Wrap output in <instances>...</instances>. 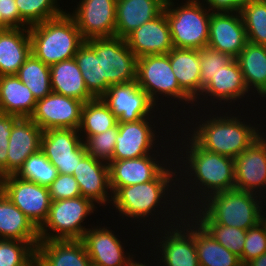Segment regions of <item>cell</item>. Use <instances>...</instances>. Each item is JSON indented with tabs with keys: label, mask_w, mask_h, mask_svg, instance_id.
Wrapping results in <instances>:
<instances>
[{
	"label": "cell",
	"mask_w": 266,
	"mask_h": 266,
	"mask_svg": "<svg viewBox=\"0 0 266 266\" xmlns=\"http://www.w3.org/2000/svg\"><path fill=\"white\" fill-rule=\"evenodd\" d=\"M29 34L31 53L48 66L74 58L85 42L69 12L30 26Z\"/></svg>",
	"instance_id": "6da1fadb"
},
{
	"label": "cell",
	"mask_w": 266,
	"mask_h": 266,
	"mask_svg": "<svg viewBox=\"0 0 266 266\" xmlns=\"http://www.w3.org/2000/svg\"><path fill=\"white\" fill-rule=\"evenodd\" d=\"M194 128L191 138L203 149L235 159L256 141L258 127L243 123L239 117L216 116Z\"/></svg>",
	"instance_id": "7a4b0ae2"
},
{
	"label": "cell",
	"mask_w": 266,
	"mask_h": 266,
	"mask_svg": "<svg viewBox=\"0 0 266 266\" xmlns=\"http://www.w3.org/2000/svg\"><path fill=\"white\" fill-rule=\"evenodd\" d=\"M259 196L237 189L218 192L204 200L199 195L197 199H201L202 209L195 211L203 212L216 224L248 230L261 222V213H264L262 201L257 200Z\"/></svg>",
	"instance_id": "3957f363"
},
{
	"label": "cell",
	"mask_w": 266,
	"mask_h": 266,
	"mask_svg": "<svg viewBox=\"0 0 266 266\" xmlns=\"http://www.w3.org/2000/svg\"><path fill=\"white\" fill-rule=\"evenodd\" d=\"M189 140V145H191L187 146L186 153L188 157L184 160L186 162L185 168L189 167L183 173L190 170L187 172L188 177L194 176L193 181L196 179L195 183L192 184H195L194 186L198 185L200 189L203 187V190L198 189L202 193L197 192V194H200L204 200L207 195L211 196L218 192L235 189L234 159L209 152L201 148L192 138H189ZM189 172L191 175H189Z\"/></svg>",
	"instance_id": "277c9868"
},
{
	"label": "cell",
	"mask_w": 266,
	"mask_h": 266,
	"mask_svg": "<svg viewBox=\"0 0 266 266\" xmlns=\"http://www.w3.org/2000/svg\"><path fill=\"white\" fill-rule=\"evenodd\" d=\"M187 1L176 8H173V2L166 3L164 12L173 47L199 50L208 45L210 16L213 11L210 8L206 10L200 0Z\"/></svg>",
	"instance_id": "5b68a950"
},
{
	"label": "cell",
	"mask_w": 266,
	"mask_h": 266,
	"mask_svg": "<svg viewBox=\"0 0 266 266\" xmlns=\"http://www.w3.org/2000/svg\"><path fill=\"white\" fill-rule=\"evenodd\" d=\"M175 174L176 172L172 168L170 170L166 167L150 182L120 187L113 194L112 204L122 216L125 215L136 220L144 218L145 220L149 215H153V211L156 212L155 208H158V205L160 206V202L166 204V201L162 202L161 200H163V197L166 199V191H170L168 187L175 184V179L180 180V178H176L177 175L175 176ZM172 181L173 184H171Z\"/></svg>",
	"instance_id": "8992f818"
},
{
	"label": "cell",
	"mask_w": 266,
	"mask_h": 266,
	"mask_svg": "<svg viewBox=\"0 0 266 266\" xmlns=\"http://www.w3.org/2000/svg\"><path fill=\"white\" fill-rule=\"evenodd\" d=\"M94 210L95 204L83 196L51 201L47 219L38 229L39 239H82L88 229L81 223Z\"/></svg>",
	"instance_id": "52a82bcc"
},
{
	"label": "cell",
	"mask_w": 266,
	"mask_h": 266,
	"mask_svg": "<svg viewBox=\"0 0 266 266\" xmlns=\"http://www.w3.org/2000/svg\"><path fill=\"white\" fill-rule=\"evenodd\" d=\"M86 42L100 56L101 79L109 86L136 80L137 57L124 38H92Z\"/></svg>",
	"instance_id": "ba28073f"
},
{
	"label": "cell",
	"mask_w": 266,
	"mask_h": 266,
	"mask_svg": "<svg viewBox=\"0 0 266 266\" xmlns=\"http://www.w3.org/2000/svg\"><path fill=\"white\" fill-rule=\"evenodd\" d=\"M136 81L156 105L158 94L194 102L179 86L168 54L145 55L137 58ZM157 98V99H156Z\"/></svg>",
	"instance_id": "9c48e42d"
},
{
	"label": "cell",
	"mask_w": 266,
	"mask_h": 266,
	"mask_svg": "<svg viewBox=\"0 0 266 266\" xmlns=\"http://www.w3.org/2000/svg\"><path fill=\"white\" fill-rule=\"evenodd\" d=\"M0 190L39 229L47 219L51 199L49 188L15 174L0 179Z\"/></svg>",
	"instance_id": "30bf717a"
},
{
	"label": "cell",
	"mask_w": 266,
	"mask_h": 266,
	"mask_svg": "<svg viewBox=\"0 0 266 266\" xmlns=\"http://www.w3.org/2000/svg\"><path fill=\"white\" fill-rule=\"evenodd\" d=\"M76 129L43 131L40 150L59 174L72 175L78 163L87 155L83 135Z\"/></svg>",
	"instance_id": "8fae6325"
},
{
	"label": "cell",
	"mask_w": 266,
	"mask_h": 266,
	"mask_svg": "<svg viewBox=\"0 0 266 266\" xmlns=\"http://www.w3.org/2000/svg\"><path fill=\"white\" fill-rule=\"evenodd\" d=\"M84 102L69 96L51 92L37 100L29 117L42 131L50 129H76L81 124Z\"/></svg>",
	"instance_id": "7c38bea8"
},
{
	"label": "cell",
	"mask_w": 266,
	"mask_h": 266,
	"mask_svg": "<svg viewBox=\"0 0 266 266\" xmlns=\"http://www.w3.org/2000/svg\"><path fill=\"white\" fill-rule=\"evenodd\" d=\"M101 99L107 104L118 122H136L148 118L156 106L136 80L111 85Z\"/></svg>",
	"instance_id": "4fadbf2b"
},
{
	"label": "cell",
	"mask_w": 266,
	"mask_h": 266,
	"mask_svg": "<svg viewBox=\"0 0 266 266\" xmlns=\"http://www.w3.org/2000/svg\"><path fill=\"white\" fill-rule=\"evenodd\" d=\"M117 0H81L70 16L75 20L82 38L114 37Z\"/></svg>",
	"instance_id": "5bb4252c"
},
{
	"label": "cell",
	"mask_w": 266,
	"mask_h": 266,
	"mask_svg": "<svg viewBox=\"0 0 266 266\" xmlns=\"http://www.w3.org/2000/svg\"><path fill=\"white\" fill-rule=\"evenodd\" d=\"M247 42L246 29L239 11L211 13L207 47L226 53L235 59Z\"/></svg>",
	"instance_id": "9a60e30c"
},
{
	"label": "cell",
	"mask_w": 266,
	"mask_h": 266,
	"mask_svg": "<svg viewBox=\"0 0 266 266\" xmlns=\"http://www.w3.org/2000/svg\"><path fill=\"white\" fill-rule=\"evenodd\" d=\"M263 137L261 135L234 159L235 189L261 194L266 188V137Z\"/></svg>",
	"instance_id": "2e32d148"
},
{
	"label": "cell",
	"mask_w": 266,
	"mask_h": 266,
	"mask_svg": "<svg viewBox=\"0 0 266 266\" xmlns=\"http://www.w3.org/2000/svg\"><path fill=\"white\" fill-rule=\"evenodd\" d=\"M125 40L137 58L145 55L168 54L174 48L164 11L135 29Z\"/></svg>",
	"instance_id": "e0dca14e"
},
{
	"label": "cell",
	"mask_w": 266,
	"mask_h": 266,
	"mask_svg": "<svg viewBox=\"0 0 266 266\" xmlns=\"http://www.w3.org/2000/svg\"><path fill=\"white\" fill-rule=\"evenodd\" d=\"M154 154L138 158L113 160L109 165L111 200L120 187L154 180L167 166L159 164Z\"/></svg>",
	"instance_id": "ac0fdd59"
},
{
	"label": "cell",
	"mask_w": 266,
	"mask_h": 266,
	"mask_svg": "<svg viewBox=\"0 0 266 266\" xmlns=\"http://www.w3.org/2000/svg\"><path fill=\"white\" fill-rule=\"evenodd\" d=\"M192 221V226H190L189 221L187 228L185 223L182 226L180 224L175 226L173 224H170L168 228L173 227V229H169V231L165 228V236H162L164 239H162L159 243L160 252L162 253L160 262L163 263L165 266H200L197 256V250L195 246V224L194 220ZM194 225V226H193ZM175 226V227H174ZM178 227V228H177ZM183 231H182V229ZM189 227V228H188ZM175 228V229H174ZM181 230H180V229ZM193 228V229H192ZM167 231V233H166ZM186 231V232H185Z\"/></svg>",
	"instance_id": "d6986e66"
},
{
	"label": "cell",
	"mask_w": 266,
	"mask_h": 266,
	"mask_svg": "<svg viewBox=\"0 0 266 266\" xmlns=\"http://www.w3.org/2000/svg\"><path fill=\"white\" fill-rule=\"evenodd\" d=\"M148 118L136 122H118V134L113 152V160L143 157L151 154L155 139V125ZM150 152V153H149Z\"/></svg>",
	"instance_id": "ffe728a7"
},
{
	"label": "cell",
	"mask_w": 266,
	"mask_h": 266,
	"mask_svg": "<svg viewBox=\"0 0 266 266\" xmlns=\"http://www.w3.org/2000/svg\"><path fill=\"white\" fill-rule=\"evenodd\" d=\"M42 133L29 117L15 122L9 137L7 175L16 174L25 160L40 150Z\"/></svg>",
	"instance_id": "44dd1931"
},
{
	"label": "cell",
	"mask_w": 266,
	"mask_h": 266,
	"mask_svg": "<svg viewBox=\"0 0 266 266\" xmlns=\"http://www.w3.org/2000/svg\"><path fill=\"white\" fill-rule=\"evenodd\" d=\"M112 232L98 226L88 229L82 238L88 256L92 263L100 266H128L134 258L126 257L120 239Z\"/></svg>",
	"instance_id": "7402d4cb"
},
{
	"label": "cell",
	"mask_w": 266,
	"mask_h": 266,
	"mask_svg": "<svg viewBox=\"0 0 266 266\" xmlns=\"http://www.w3.org/2000/svg\"><path fill=\"white\" fill-rule=\"evenodd\" d=\"M79 184L81 196L91 200L93 203H110L107 196L110 187L109 165L86 155L75 168L73 174Z\"/></svg>",
	"instance_id": "603a6c76"
},
{
	"label": "cell",
	"mask_w": 266,
	"mask_h": 266,
	"mask_svg": "<svg viewBox=\"0 0 266 266\" xmlns=\"http://www.w3.org/2000/svg\"><path fill=\"white\" fill-rule=\"evenodd\" d=\"M36 257L41 266H89L91 263L82 239L40 240Z\"/></svg>",
	"instance_id": "cb8c5ba5"
},
{
	"label": "cell",
	"mask_w": 266,
	"mask_h": 266,
	"mask_svg": "<svg viewBox=\"0 0 266 266\" xmlns=\"http://www.w3.org/2000/svg\"><path fill=\"white\" fill-rule=\"evenodd\" d=\"M165 4L162 0H117L115 36L125 39L142 24L160 15Z\"/></svg>",
	"instance_id": "d4e9b609"
},
{
	"label": "cell",
	"mask_w": 266,
	"mask_h": 266,
	"mask_svg": "<svg viewBox=\"0 0 266 266\" xmlns=\"http://www.w3.org/2000/svg\"><path fill=\"white\" fill-rule=\"evenodd\" d=\"M0 239L28 242L35 250L40 242L38 229L1 190Z\"/></svg>",
	"instance_id": "484cf974"
},
{
	"label": "cell",
	"mask_w": 266,
	"mask_h": 266,
	"mask_svg": "<svg viewBox=\"0 0 266 266\" xmlns=\"http://www.w3.org/2000/svg\"><path fill=\"white\" fill-rule=\"evenodd\" d=\"M31 54L29 28L0 31V76L16 75Z\"/></svg>",
	"instance_id": "4316f807"
},
{
	"label": "cell",
	"mask_w": 266,
	"mask_h": 266,
	"mask_svg": "<svg viewBox=\"0 0 266 266\" xmlns=\"http://www.w3.org/2000/svg\"><path fill=\"white\" fill-rule=\"evenodd\" d=\"M168 56L180 88L197 102V97L201 99L199 50L173 48Z\"/></svg>",
	"instance_id": "83f0119b"
},
{
	"label": "cell",
	"mask_w": 266,
	"mask_h": 266,
	"mask_svg": "<svg viewBox=\"0 0 266 266\" xmlns=\"http://www.w3.org/2000/svg\"><path fill=\"white\" fill-rule=\"evenodd\" d=\"M52 92L76 98L82 102L94 99L85 86L82 72L74 58L50 66Z\"/></svg>",
	"instance_id": "f1b7e54d"
},
{
	"label": "cell",
	"mask_w": 266,
	"mask_h": 266,
	"mask_svg": "<svg viewBox=\"0 0 266 266\" xmlns=\"http://www.w3.org/2000/svg\"><path fill=\"white\" fill-rule=\"evenodd\" d=\"M37 100L30 89L16 75L0 76V112L30 117Z\"/></svg>",
	"instance_id": "f546056e"
},
{
	"label": "cell",
	"mask_w": 266,
	"mask_h": 266,
	"mask_svg": "<svg viewBox=\"0 0 266 266\" xmlns=\"http://www.w3.org/2000/svg\"><path fill=\"white\" fill-rule=\"evenodd\" d=\"M245 85L243 74L240 70L236 59H233L228 65L221 67L220 70L212 76L211 80L202 88L201 95L212 97L220 102L230 100L233 102L237 99L245 97L248 93ZM205 93V95H204Z\"/></svg>",
	"instance_id": "4dcf8cb0"
},
{
	"label": "cell",
	"mask_w": 266,
	"mask_h": 266,
	"mask_svg": "<svg viewBox=\"0 0 266 266\" xmlns=\"http://www.w3.org/2000/svg\"><path fill=\"white\" fill-rule=\"evenodd\" d=\"M235 59L248 90L254 87L255 92L266 97V46L247 42Z\"/></svg>",
	"instance_id": "1f68e13d"
},
{
	"label": "cell",
	"mask_w": 266,
	"mask_h": 266,
	"mask_svg": "<svg viewBox=\"0 0 266 266\" xmlns=\"http://www.w3.org/2000/svg\"><path fill=\"white\" fill-rule=\"evenodd\" d=\"M194 222L195 246L200 266H242L238 256L223 247L196 220Z\"/></svg>",
	"instance_id": "d6a6232c"
},
{
	"label": "cell",
	"mask_w": 266,
	"mask_h": 266,
	"mask_svg": "<svg viewBox=\"0 0 266 266\" xmlns=\"http://www.w3.org/2000/svg\"><path fill=\"white\" fill-rule=\"evenodd\" d=\"M85 82V86L94 98H101L109 89L105 79H101L100 56L85 41L74 56Z\"/></svg>",
	"instance_id": "836d02e7"
},
{
	"label": "cell",
	"mask_w": 266,
	"mask_h": 266,
	"mask_svg": "<svg viewBox=\"0 0 266 266\" xmlns=\"http://www.w3.org/2000/svg\"><path fill=\"white\" fill-rule=\"evenodd\" d=\"M118 119L101 98H94L85 102L82 108L79 132L88 136L97 135L115 127Z\"/></svg>",
	"instance_id": "e575fe53"
},
{
	"label": "cell",
	"mask_w": 266,
	"mask_h": 266,
	"mask_svg": "<svg viewBox=\"0 0 266 266\" xmlns=\"http://www.w3.org/2000/svg\"><path fill=\"white\" fill-rule=\"evenodd\" d=\"M16 76L40 100L52 92L50 66L37 59L32 53L19 68Z\"/></svg>",
	"instance_id": "d590c367"
},
{
	"label": "cell",
	"mask_w": 266,
	"mask_h": 266,
	"mask_svg": "<svg viewBox=\"0 0 266 266\" xmlns=\"http://www.w3.org/2000/svg\"><path fill=\"white\" fill-rule=\"evenodd\" d=\"M239 12L246 29L248 42L266 46V2L245 1Z\"/></svg>",
	"instance_id": "8d00e7d4"
},
{
	"label": "cell",
	"mask_w": 266,
	"mask_h": 266,
	"mask_svg": "<svg viewBox=\"0 0 266 266\" xmlns=\"http://www.w3.org/2000/svg\"><path fill=\"white\" fill-rule=\"evenodd\" d=\"M195 215H197V219L194 220H196V222H198L216 241L241 258L247 230L216 224L203 212H196Z\"/></svg>",
	"instance_id": "74e56055"
},
{
	"label": "cell",
	"mask_w": 266,
	"mask_h": 266,
	"mask_svg": "<svg viewBox=\"0 0 266 266\" xmlns=\"http://www.w3.org/2000/svg\"><path fill=\"white\" fill-rule=\"evenodd\" d=\"M15 2L20 15V28H29L59 17L65 12L56 4L57 0H15Z\"/></svg>",
	"instance_id": "f35d334b"
},
{
	"label": "cell",
	"mask_w": 266,
	"mask_h": 266,
	"mask_svg": "<svg viewBox=\"0 0 266 266\" xmlns=\"http://www.w3.org/2000/svg\"><path fill=\"white\" fill-rule=\"evenodd\" d=\"M15 175L48 187L56 179L58 172L43 152L39 150L25 160Z\"/></svg>",
	"instance_id": "ab89813d"
},
{
	"label": "cell",
	"mask_w": 266,
	"mask_h": 266,
	"mask_svg": "<svg viewBox=\"0 0 266 266\" xmlns=\"http://www.w3.org/2000/svg\"><path fill=\"white\" fill-rule=\"evenodd\" d=\"M118 134V124L97 135L88 136L83 143L88 155L109 164L113 161V152Z\"/></svg>",
	"instance_id": "60d3db41"
},
{
	"label": "cell",
	"mask_w": 266,
	"mask_h": 266,
	"mask_svg": "<svg viewBox=\"0 0 266 266\" xmlns=\"http://www.w3.org/2000/svg\"><path fill=\"white\" fill-rule=\"evenodd\" d=\"M35 256L28 242L0 239V266H26Z\"/></svg>",
	"instance_id": "b9f144b4"
},
{
	"label": "cell",
	"mask_w": 266,
	"mask_h": 266,
	"mask_svg": "<svg viewBox=\"0 0 266 266\" xmlns=\"http://www.w3.org/2000/svg\"><path fill=\"white\" fill-rule=\"evenodd\" d=\"M200 80L202 88L211 80L221 67L228 65L234 58L226 53L213 50L209 47L199 49Z\"/></svg>",
	"instance_id": "7bdbcfd3"
},
{
	"label": "cell",
	"mask_w": 266,
	"mask_h": 266,
	"mask_svg": "<svg viewBox=\"0 0 266 266\" xmlns=\"http://www.w3.org/2000/svg\"><path fill=\"white\" fill-rule=\"evenodd\" d=\"M266 252V227L259 222L254 227L247 230L244 249L240 262L245 266L250 261L256 259Z\"/></svg>",
	"instance_id": "ee69618b"
},
{
	"label": "cell",
	"mask_w": 266,
	"mask_h": 266,
	"mask_svg": "<svg viewBox=\"0 0 266 266\" xmlns=\"http://www.w3.org/2000/svg\"><path fill=\"white\" fill-rule=\"evenodd\" d=\"M51 201L76 198L81 196L78 182L73 175L59 174L48 186Z\"/></svg>",
	"instance_id": "f6af8a7d"
},
{
	"label": "cell",
	"mask_w": 266,
	"mask_h": 266,
	"mask_svg": "<svg viewBox=\"0 0 266 266\" xmlns=\"http://www.w3.org/2000/svg\"><path fill=\"white\" fill-rule=\"evenodd\" d=\"M20 117L0 112V179L7 176L9 137L15 122Z\"/></svg>",
	"instance_id": "bcb514c9"
},
{
	"label": "cell",
	"mask_w": 266,
	"mask_h": 266,
	"mask_svg": "<svg viewBox=\"0 0 266 266\" xmlns=\"http://www.w3.org/2000/svg\"><path fill=\"white\" fill-rule=\"evenodd\" d=\"M0 13L10 28H20V15L15 0H0Z\"/></svg>",
	"instance_id": "7dc6e473"
},
{
	"label": "cell",
	"mask_w": 266,
	"mask_h": 266,
	"mask_svg": "<svg viewBox=\"0 0 266 266\" xmlns=\"http://www.w3.org/2000/svg\"><path fill=\"white\" fill-rule=\"evenodd\" d=\"M210 6L211 11H239L243 0H204Z\"/></svg>",
	"instance_id": "c3c4849f"
},
{
	"label": "cell",
	"mask_w": 266,
	"mask_h": 266,
	"mask_svg": "<svg viewBox=\"0 0 266 266\" xmlns=\"http://www.w3.org/2000/svg\"><path fill=\"white\" fill-rule=\"evenodd\" d=\"M245 266H266V252L250 261Z\"/></svg>",
	"instance_id": "681fc988"
},
{
	"label": "cell",
	"mask_w": 266,
	"mask_h": 266,
	"mask_svg": "<svg viewBox=\"0 0 266 266\" xmlns=\"http://www.w3.org/2000/svg\"><path fill=\"white\" fill-rule=\"evenodd\" d=\"M10 27L3 21L2 15L0 13V31L9 29Z\"/></svg>",
	"instance_id": "f907efd6"
},
{
	"label": "cell",
	"mask_w": 266,
	"mask_h": 266,
	"mask_svg": "<svg viewBox=\"0 0 266 266\" xmlns=\"http://www.w3.org/2000/svg\"><path fill=\"white\" fill-rule=\"evenodd\" d=\"M26 266H41L38 258L35 256Z\"/></svg>",
	"instance_id": "816d5d0a"
},
{
	"label": "cell",
	"mask_w": 266,
	"mask_h": 266,
	"mask_svg": "<svg viewBox=\"0 0 266 266\" xmlns=\"http://www.w3.org/2000/svg\"><path fill=\"white\" fill-rule=\"evenodd\" d=\"M128 266H147V265H145V263L143 264L141 262H136V260L135 261L132 260Z\"/></svg>",
	"instance_id": "f5cc1de1"
},
{
	"label": "cell",
	"mask_w": 266,
	"mask_h": 266,
	"mask_svg": "<svg viewBox=\"0 0 266 266\" xmlns=\"http://www.w3.org/2000/svg\"><path fill=\"white\" fill-rule=\"evenodd\" d=\"M266 213H264V214H261V222L265 225V227H266V217H264V215H265Z\"/></svg>",
	"instance_id": "db71d44e"
},
{
	"label": "cell",
	"mask_w": 266,
	"mask_h": 266,
	"mask_svg": "<svg viewBox=\"0 0 266 266\" xmlns=\"http://www.w3.org/2000/svg\"><path fill=\"white\" fill-rule=\"evenodd\" d=\"M89 266H100V265H97V264H94V263H90Z\"/></svg>",
	"instance_id": "11a10c76"
},
{
	"label": "cell",
	"mask_w": 266,
	"mask_h": 266,
	"mask_svg": "<svg viewBox=\"0 0 266 266\" xmlns=\"http://www.w3.org/2000/svg\"><path fill=\"white\" fill-rule=\"evenodd\" d=\"M162 1L165 2V3L172 2V0H162Z\"/></svg>",
	"instance_id": "9f6ffc18"
}]
</instances>
